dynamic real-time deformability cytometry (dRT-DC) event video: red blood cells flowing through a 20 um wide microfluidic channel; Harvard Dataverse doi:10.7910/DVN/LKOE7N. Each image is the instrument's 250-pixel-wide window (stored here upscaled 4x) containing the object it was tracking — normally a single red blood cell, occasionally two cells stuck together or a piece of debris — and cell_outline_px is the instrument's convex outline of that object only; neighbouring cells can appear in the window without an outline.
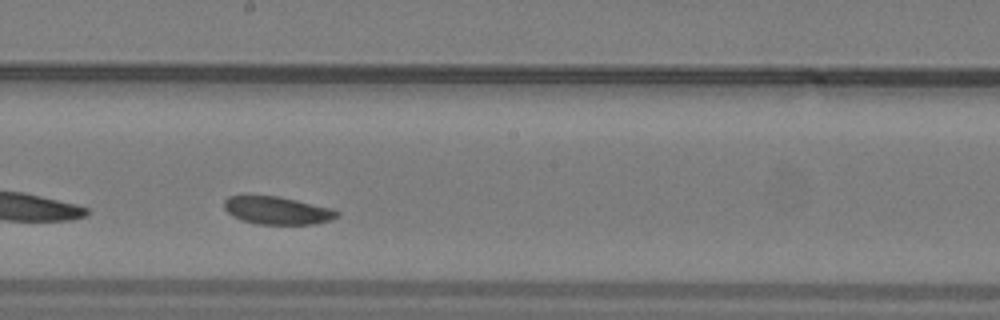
{"species": "common noctule bat (a hibernating species)", "species_latin": "Nyctalus noctula", "temperature_condition": "warm", "stored_images_in_passage": 25, "camera_frame_rate_fps": 3000, "um_per_image_px": 0.085, "animal": {"sex": "male", "body_mass_g": 19.2, "forearm_length_mm": 51.8}, "frame": {"image": 1, "passage_image": 14, "time_ms": 4.333, "image_size_px": [1000, 320], "cell_outline_px": [[340, 212], [332, 220], [312, 224], [256, 224], [232, 216], [224, 208], [224, 200], [228, 196], [280, 196], [332, 208]], "centroid_in_image_um": [23.57, 17.89], "position_along_channel_um": 224.6, "area_um2": 18.21}}
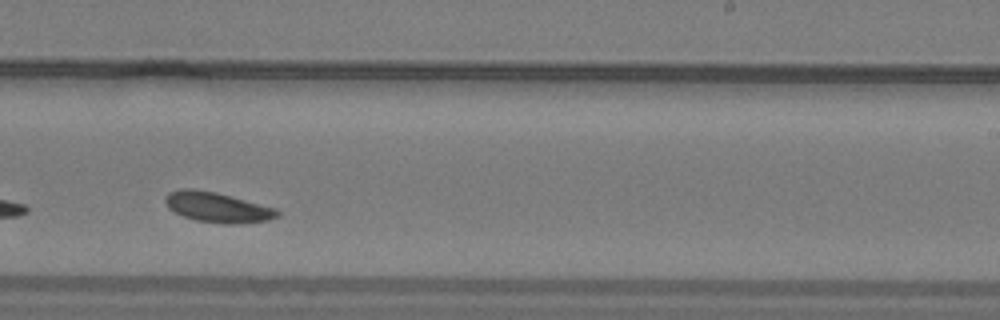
{"frame": {"image": 2, "passage_image": 17, "time_ms": 5.333, "image_size_px": [1000, 320], "cell_outline_px": [[280, 216], [268, 220], [232, 224], [228, 224], [196, 220], [184, 216], [168, 208], [164, 200], [164, 196], [168, 192], [180, 188], [192, 188], [216, 192], [276, 208], [280, 212]], "centroid_in_image_um": [18.46, 17.6], "position_along_channel_um": 270.5, "area_um2": 19.65}}